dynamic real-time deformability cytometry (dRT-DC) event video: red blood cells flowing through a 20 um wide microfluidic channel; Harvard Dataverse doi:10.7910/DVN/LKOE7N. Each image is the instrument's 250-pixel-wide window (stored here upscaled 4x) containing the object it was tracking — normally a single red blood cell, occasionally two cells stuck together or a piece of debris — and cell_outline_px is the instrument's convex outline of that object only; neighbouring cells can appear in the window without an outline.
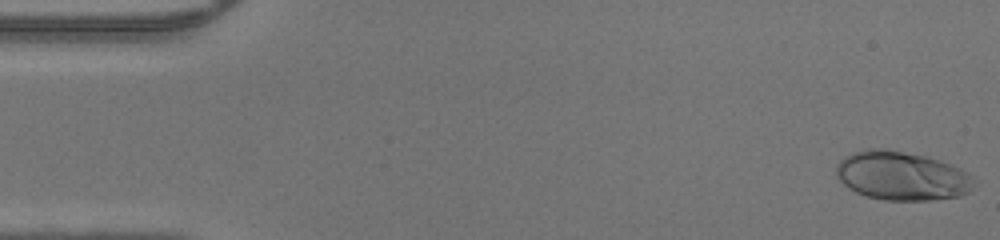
{"species": "human", "species_latin": "Homo sapiens", "temperature_condition": "warm", "stored_images_in_passage": 47, "camera_frame_rate_fps": 3000, "um_per_image_px": 0.085, "donor": {"sex": "male"}, "frame": {"image": 1, "passage_image": 1, "time_ms": 0.0, "image_size_px": [1000, 240], "cell_outline_px": [[972, 188], [968, 192], [960, 196], [932, 200], [884, 200], [868, 196], [856, 192], [848, 188], [836, 176], [836, 164], [844, 156], [852, 152], [868, 148], [880, 148], [924, 156], [940, 160], [952, 164], [960, 168], [972, 176]], "centroid_in_image_um": [76.62, 14.94], "position_along_channel_um": 8.4, "area_um2": 39.13}}
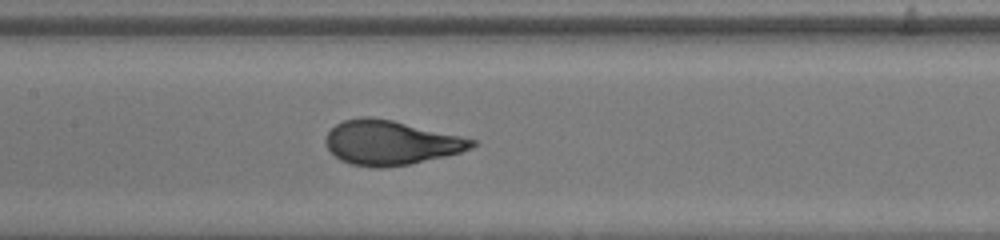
{"frame": {"image": 2, "passage_image": 22, "time_ms": 7.0, "image_size_px": [1000, 240], "cell_outline_px": [[476, 144], [472, 148], [460, 152], [444, 156], [408, 164], [384, 168], [376, 168], [348, 164], [340, 160], [328, 148], [324, 140], [328, 132], [336, 124], [344, 120], [360, 116], [372, 116], [392, 120], [460, 136], [476, 140]], "centroid_in_image_um": [33.16, 12.12], "position_along_channel_um": 174.2, "area_um2": 37.63}}
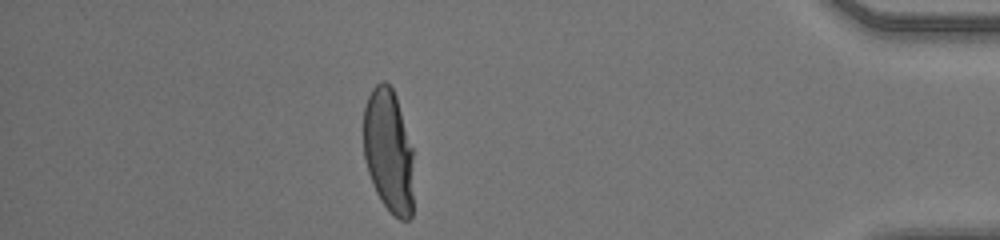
{"frame": {"image": 3, "passage_image": 41, "time_ms": 13.333, "image_size_px": [1000, 240], "cell_outline_px": [[412, 216], [408, 220], [400, 220], [380, 200], [372, 184], [368, 172], [364, 156], [364, 108], [368, 96], [372, 88], [376, 84], [384, 80], [392, 88], [396, 96], [412, 148]], "centroid_in_image_um": [33.01, 12.82], "position_along_channel_um": 402.2, "area_um2": 35.89}}